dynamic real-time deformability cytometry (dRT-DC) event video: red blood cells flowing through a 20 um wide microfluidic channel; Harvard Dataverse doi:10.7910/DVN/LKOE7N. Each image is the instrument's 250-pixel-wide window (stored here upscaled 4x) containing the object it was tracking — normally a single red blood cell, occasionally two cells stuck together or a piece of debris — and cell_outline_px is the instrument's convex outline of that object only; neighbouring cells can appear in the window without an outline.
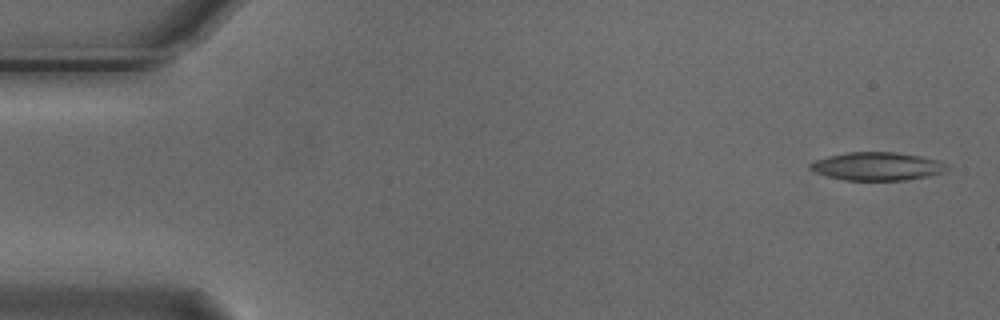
{"species": "Egyptian fruit bat (a non-hibernating species)", "species_latin": "Rousettus aegyptiacus", "temperature_condition": "cold", "stored_images_in_passage": 3, "camera_frame_rate_fps": 3000, "um_per_image_px": 0.085, "animal": {"sex": "male"}, "frame": {"image": 1, "passage_image": 1, "time_ms": 0.0, "image_size_px": [1000, 320], "cell_outline_px": [[948, 168], [940, 172], [928, 176], [908, 180], [844, 180], [828, 176], [816, 172], [808, 168], [808, 164], [816, 160], [828, 156], [848, 152], [896, 152], [920, 156], [940, 160], [948, 164]], "centroid_in_image_um": [74.56, 14.13], "position_along_channel_um": 10.4, "area_um2": 22.43}}